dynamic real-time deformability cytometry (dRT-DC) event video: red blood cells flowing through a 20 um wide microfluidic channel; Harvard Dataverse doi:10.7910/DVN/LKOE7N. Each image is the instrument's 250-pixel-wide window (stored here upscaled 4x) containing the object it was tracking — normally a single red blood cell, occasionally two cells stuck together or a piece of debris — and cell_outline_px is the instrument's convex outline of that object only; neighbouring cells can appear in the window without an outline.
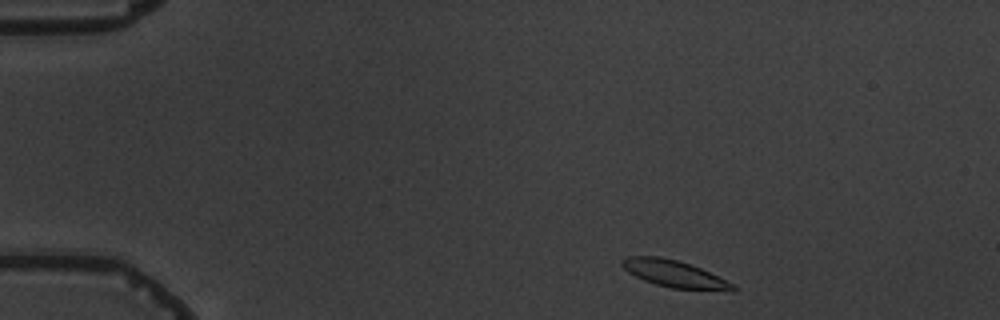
{"species": "common noctule bat (a hibernating species)", "species_latin": "Nyctalus noctula", "temperature_condition": "warm", "stored_images_in_passage": 8, "camera_frame_rate_fps": 3000, "um_per_image_px": 0.085, "animal": {"sex": "male", "body_mass_g": 19.5, "forearm_length_mm": 54.6}, "frame": {"image": 1, "passage_image": 1, "time_ms": 0.0, "image_size_px": [1000, 320], "cell_outline_px": [[736, 292], [732, 292], [672, 288], [656, 284], [644, 280], [628, 272], [620, 264], [620, 260], [628, 256], [660, 256], [676, 260], [700, 268], [736, 284]], "centroid_in_image_um": [57.38, 23.3], "position_along_channel_um": 27.6, "area_um2": 17.57}}
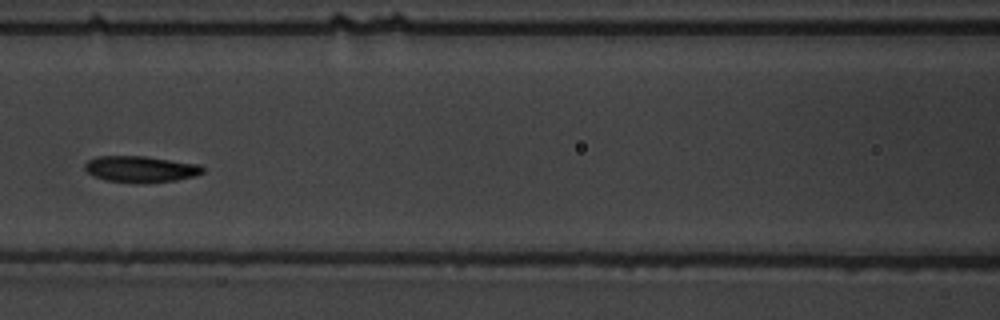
{"frame": {"image": 2, "passage_image": 5, "time_ms": 5.667, "image_size_px": [1000, 320], "cell_outline_px": [[204, 172], [196, 176], [176, 180], [136, 184], [104, 180], [92, 176], [84, 168], [84, 164], [88, 160], [96, 156], [144, 156], [200, 164], [204, 168]], "centroid_in_image_um": [11.94, 14.38], "position_along_channel_um": 154.7, "area_um2": 18.38}}
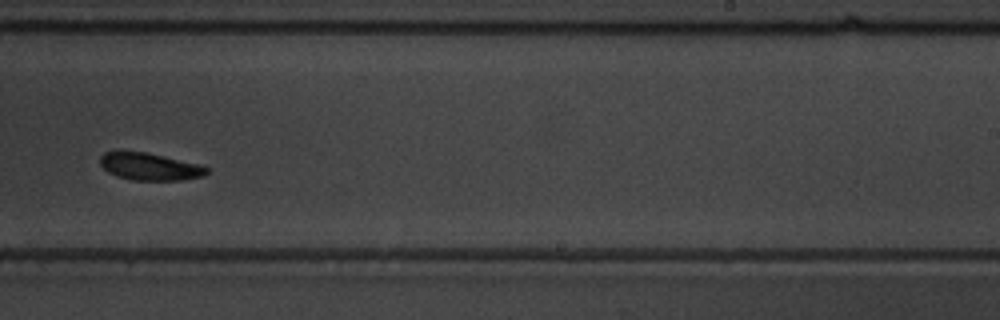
{"frame": {"image": 3, "passage_image": 8, "time_ms": 9.0, "image_size_px": [1000, 320], "cell_outline_px": [[208, 172], [204, 176], [184, 180], [132, 180], [116, 176], [108, 172], [100, 164], [100, 156], [104, 152], [144, 152], [204, 164], [208, 168]], "centroid_in_image_um": [12.79, 14.17], "position_along_channel_um": 276.2, "area_um2": 17.05}}